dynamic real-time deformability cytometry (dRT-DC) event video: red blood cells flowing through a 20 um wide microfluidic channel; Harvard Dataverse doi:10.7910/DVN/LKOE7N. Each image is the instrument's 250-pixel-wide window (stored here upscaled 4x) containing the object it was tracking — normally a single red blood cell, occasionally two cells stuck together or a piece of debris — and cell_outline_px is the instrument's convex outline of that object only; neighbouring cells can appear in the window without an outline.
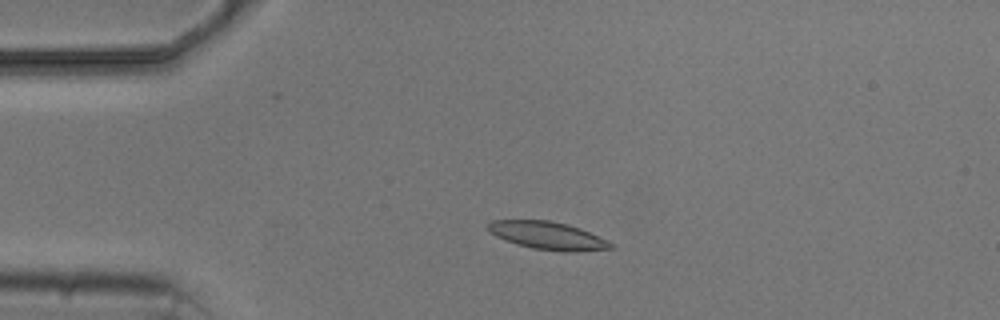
{"species": "common noctule bat (a hibernating species)", "species_latin": "Nyctalus noctula", "temperature_condition": "cold", "stored_images_in_passage": 3, "camera_frame_rate_fps": 3000, "um_per_image_px": 0.085, "animal": {"sex": "male", "body_mass_g": 20.5, "forearm_length_mm": 52.5}, "frame": {"image": 1, "passage_image": 1, "time_ms": 0.0, "image_size_px": [1000, 320], "cell_outline_px": [[616, 248], [576, 252], [564, 252], [532, 248], [516, 244], [496, 236], [488, 232], [484, 228], [484, 224], [492, 220], [548, 220], [568, 224], [580, 228], [616, 244]], "centroid_in_image_um": [46.54, 20.02], "position_along_channel_um": 38.5, "area_um2": 20.29}}
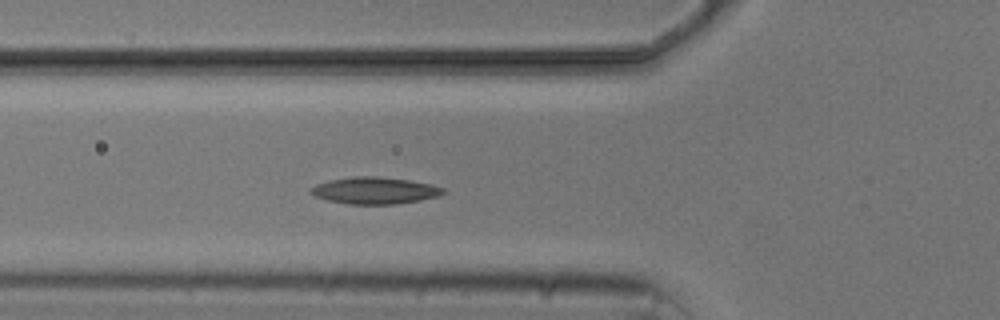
{"frame": {"image": 2, "passage_image": 3, "time_ms": 2.333, "image_size_px": [1000, 320], "cell_outline_px": [[444, 192], [436, 196], [420, 200], [396, 204], [348, 204], [328, 200], [316, 196], [312, 192], [312, 188], [316, 184], [328, 180], [356, 176], [376, 176], [408, 180], [432, 184], [444, 188]], "centroid_in_image_um": [31.86, 16.19], "position_along_channel_um": 93.9, "area_um2": 20.4}}